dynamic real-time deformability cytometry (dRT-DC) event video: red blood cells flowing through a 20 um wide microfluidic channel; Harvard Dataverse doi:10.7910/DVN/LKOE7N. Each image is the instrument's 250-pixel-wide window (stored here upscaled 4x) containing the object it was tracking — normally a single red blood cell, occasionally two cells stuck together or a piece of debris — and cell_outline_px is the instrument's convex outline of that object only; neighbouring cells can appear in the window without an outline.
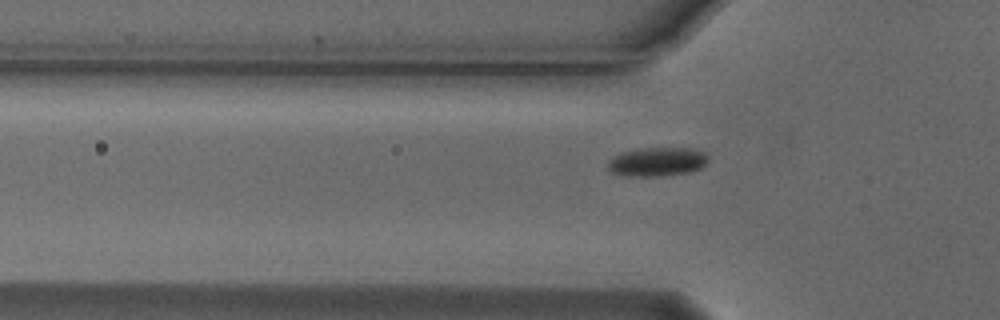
{"species": "Egyptian fruit bat (a non-hibernating species)", "species_latin": "Rousettus aegyptiacus", "temperature_condition": "cold", "stored_images_in_passage": 36, "camera_frame_rate_fps": 3000, "um_per_image_px": 0.085, "animal": {"sex": "male"}, "frame": {"image": 1, "passage_image": 2, "time_ms": 0.333, "image_size_px": [1000, 320], "cell_outline_px": [[708, 160], [700, 168], [688, 172], [660, 176], [624, 176], [612, 172], [608, 168], [608, 160], [612, 156], [620, 152], [640, 148], [692, 148], [704, 152], [708, 156]], "centroid_in_image_um": [55.82, 13.74], "position_along_channel_um": 70.0, "area_um2": 16.99}}
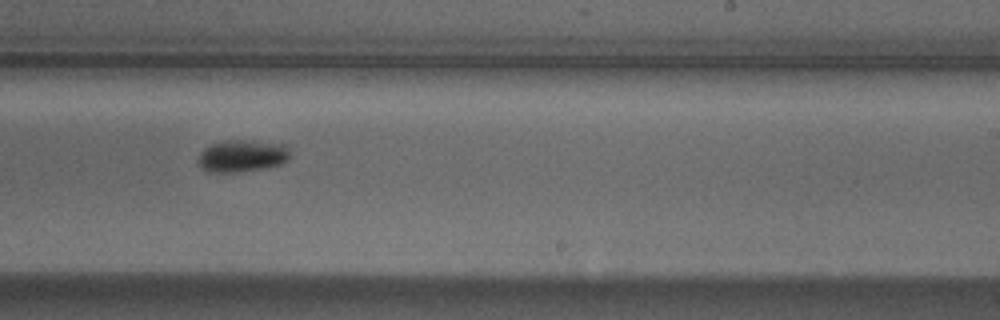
{"frame": {"image": 2, "passage_image": 18, "time_ms": 5.667, "image_size_px": [1000, 320], "cell_outline_px": [[288, 160], [280, 164], [268, 168], [236, 172], [208, 172], [200, 168], [196, 160], [200, 152], [208, 144], [220, 140], [252, 140], [288, 144]], "centroid_in_image_um": [20.53, 13.24], "position_along_channel_um": 268.5, "area_um2": 17.74}}
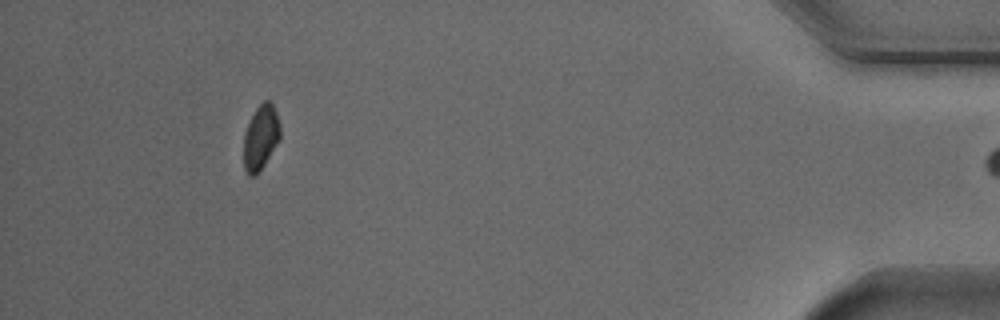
{"frame": {"image": 3, "passage_image": 35, "time_ms": 11.333, "image_size_px": [1000, 320], "cell_outline_px": [[280, 140], [256, 176], [248, 176], [244, 168], [244, 132], [256, 108], [264, 100], [268, 100], [272, 104], [276, 112], [280, 124]], "centroid_in_image_um": [22.16, 11.69], "position_along_channel_um": 413.0, "area_um2": 13.76}}